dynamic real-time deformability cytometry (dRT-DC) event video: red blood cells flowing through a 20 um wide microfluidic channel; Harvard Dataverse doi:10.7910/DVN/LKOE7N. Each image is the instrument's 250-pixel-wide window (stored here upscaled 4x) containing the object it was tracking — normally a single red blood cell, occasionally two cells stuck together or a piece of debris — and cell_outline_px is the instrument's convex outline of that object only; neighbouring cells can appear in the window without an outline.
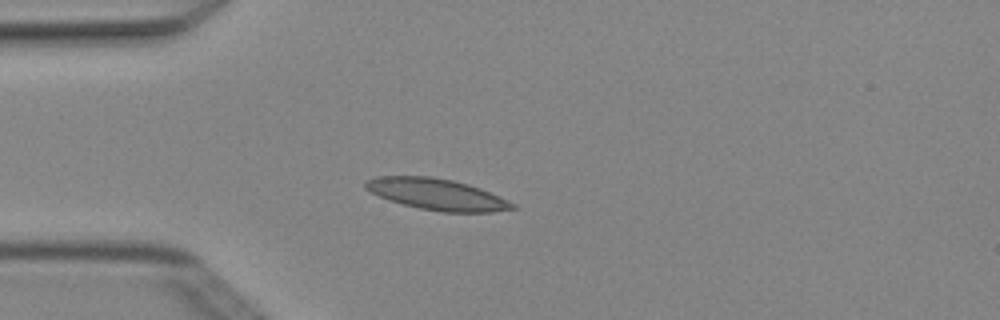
{"species": "Egyptian fruit bat (a non-hibernating species)", "species_latin": "Rousettus aegyptiacus", "temperature_condition": "cold", "stored_images_in_passage": 5, "camera_frame_rate_fps": 3000, "um_per_image_px": 0.085, "animal": {"sex": "female"}, "frame": {"image": 1, "passage_image": 4, "time_ms": 1.0, "image_size_px": [1000, 320], "cell_outline_px": [[520, 208], [492, 212], [444, 212], [420, 208], [404, 204], [380, 196], [364, 188], [364, 180], [376, 176], [428, 176], [452, 180], [468, 184], [480, 188], [516, 204]], "centroid_in_image_um": [37.15, 16.51], "position_along_channel_um": 47.8, "area_um2": 26.59}}